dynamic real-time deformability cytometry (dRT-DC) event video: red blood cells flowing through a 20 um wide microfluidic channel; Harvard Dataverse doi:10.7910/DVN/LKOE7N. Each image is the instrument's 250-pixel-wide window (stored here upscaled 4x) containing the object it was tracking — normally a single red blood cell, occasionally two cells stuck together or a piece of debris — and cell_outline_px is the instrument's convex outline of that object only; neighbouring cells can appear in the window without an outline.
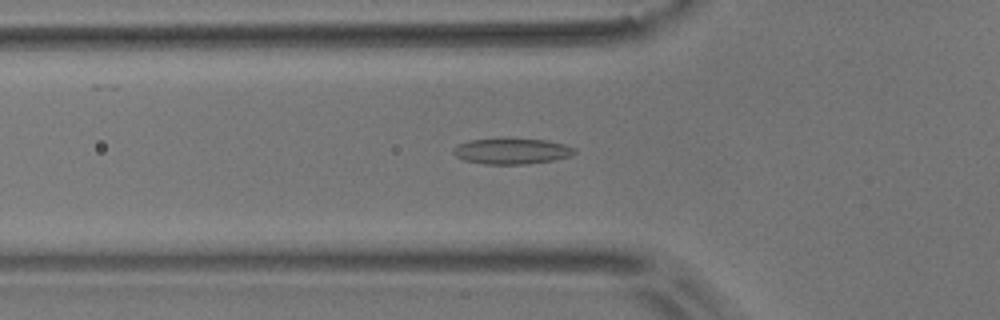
{"species": "common noctule bat (a hibernating species)", "species_latin": "Nyctalus noctula", "temperature_condition": "room temperature", "stored_images_in_passage": 47, "camera_frame_rate_fps": 3000, "um_per_image_px": 0.085, "animal": {"sex": "male", "body_mass_g": 17.9}, "frame": {"image": 1, "passage_image": 11, "time_ms": 3.333, "image_size_px": [1000, 320], "cell_outline_px": [[576, 152], [572, 156], [552, 160], [524, 164], [484, 164], [464, 160], [456, 156], [452, 152], [452, 148], [456, 144], [468, 140], [548, 140], [564, 144], [576, 148]], "centroid_in_image_um": [43.49, 12.86], "position_along_channel_um": 82.3, "area_um2": 17.92}}
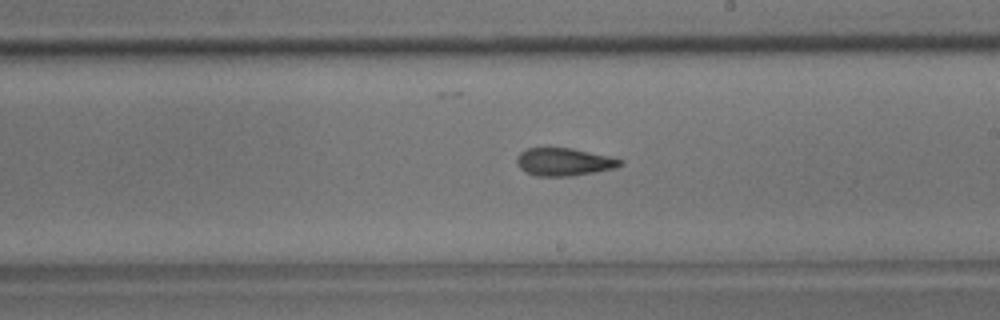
{"frame": {"image": 2, "passage_image": 24, "time_ms": 7.667, "image_size_px": [1000, 320], "cell_outline_px": [[624, 164], [616, 168], [568, 176], [536, 176], [524, 172], [516, 164], [516, 156], [520, 152], [528, 148], [572, 148], [608, 156], [624, 160]], "centroid_in_image_um": [47.91, 13.76], "position_along_channel_um": 241.1, "area_um2": 16.76}}
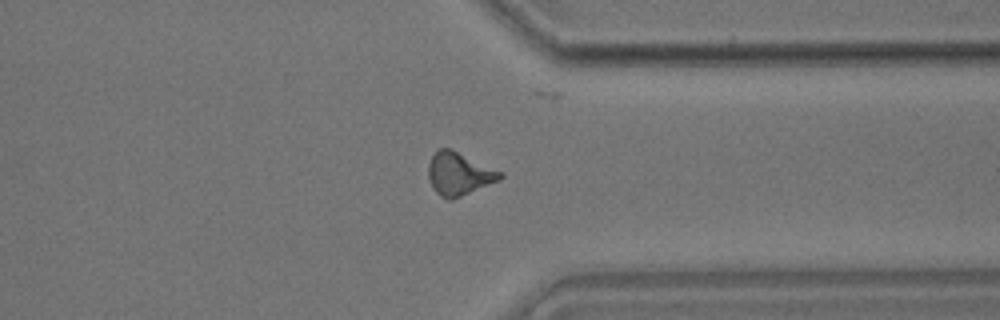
{"frame": {"image": 3, "passage_image": 35, "time_ms": 11.333, "image_size_px": [1000, 320], "cell_outline_px": [[504, 176], [500, 180], [452, 200], [448, 200], [440, 196], [432, 188], [428, 176], [428, 164], [432, 156], [440, 148], [452, 148], [504, 172]], "centroid_in_image_um": [39.04, 14.77], "position_along_channel_um": 372.4, "area_um2": 18.26}, "authors_computed_cell_mechanics": {"area_um2": 16.8776, "velocity_mm_per_s": 3.6392, "shape_relaxation_time_tau1_ms": null, "shape_relaxation_time_tau2_ms": 3.2133, "deformation_change_tau1": null, "deformation_change_tau2": 0.1007}}